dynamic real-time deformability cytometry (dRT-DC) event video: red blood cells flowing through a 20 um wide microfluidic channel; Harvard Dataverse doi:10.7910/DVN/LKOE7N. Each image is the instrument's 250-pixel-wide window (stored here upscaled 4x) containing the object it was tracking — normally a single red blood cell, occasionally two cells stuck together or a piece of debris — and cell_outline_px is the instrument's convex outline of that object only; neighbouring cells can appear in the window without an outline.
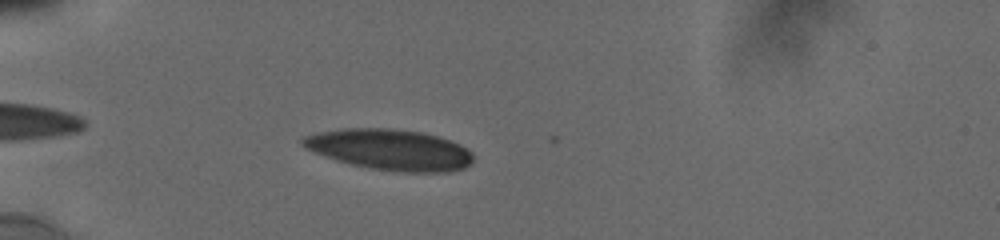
{"species": "human", "species_latin": "Homo sapiens", "temperature_condition": "cold", "stored_images_in_passage": 33, "camera_frame_rate_fps": 3000, "um_per_image_px": 0.085, "donor": {"sex": "male"}, "frame": {"image": 1, "passage_image": 3, "time_ms": 1.0, "image_size_px": [1000, 240], "cell_outline_px": [[472, 164], [464, 168], [448, 172], [396, 172], [368, 168], [336, 160], [324, 156], [304, 148], [300, 144], [300, 140], [304, 136], [316, 132], [344, 128], [392, 128], [420, 132], [436, 136], [460, 144], [472, 152]], "centroid_in_image_um": [33.11, 12.72], "position_along_channel_um": 51.9, "area_um2": 40.86}}
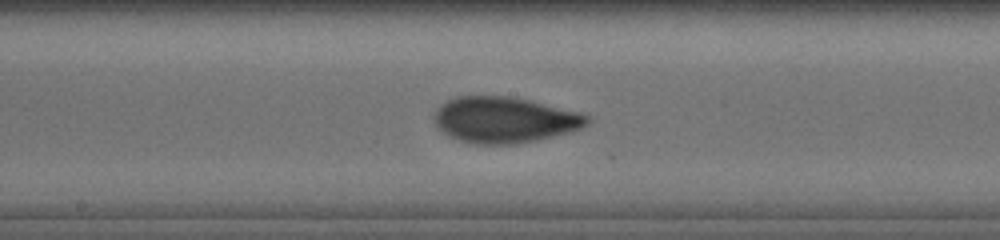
{"frame": {"image": 2, "passage_image": 16, "time_ms": 5.667, "image_size_px": [1000, 240], "cell_outline_px": [[592, 120], [588, 124], [572, 132], [536, 140], [516, 144], [476, 144], [460, 140], [448, 136], [436, 128], [432, 116], [440, 104], [456, 96], [508, 96], [528, 100], [580, 112], [588, 116]], "centroid_in_image_um": [42.85, 10.19], "position_along_channel_um": 205.3, "area_um2": 41.21}}
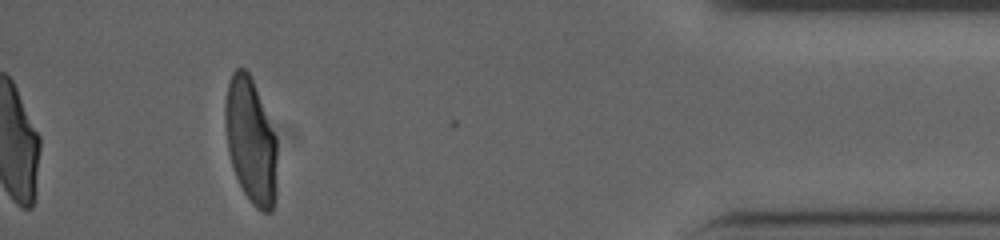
{"frame": {"image": 3, "passage_image": 33, "time_ms": 12.333, "image_size_px": [1000, 240], "cell_outline_px": [[276, 196], [272, 212], [264, 212], [256, 208], [252, 204], [244, 192], [236, 176], [228, 152], [224, 124], [224, 100], [228, 84], [232, 72], [236, 68], [244, 68], [248, 72], [252, 80], [276, 136]], "centroid_in_image_um": [21.3, 11.98], "position_along_channel_um": 413.9, "area_um2": 37.97}, "authors_computed_cell_mechanics": {"area_um2": 39.5352, "velocity_mm_per_s": 3.8393, "shape_relaxation_time_tau1_ms": 6.0491, "shape_relaxation_time_tau2_ms": 1.1214, "deformation_change_tau1": 0.2083, "deformation_change_tau2": 0.059}}